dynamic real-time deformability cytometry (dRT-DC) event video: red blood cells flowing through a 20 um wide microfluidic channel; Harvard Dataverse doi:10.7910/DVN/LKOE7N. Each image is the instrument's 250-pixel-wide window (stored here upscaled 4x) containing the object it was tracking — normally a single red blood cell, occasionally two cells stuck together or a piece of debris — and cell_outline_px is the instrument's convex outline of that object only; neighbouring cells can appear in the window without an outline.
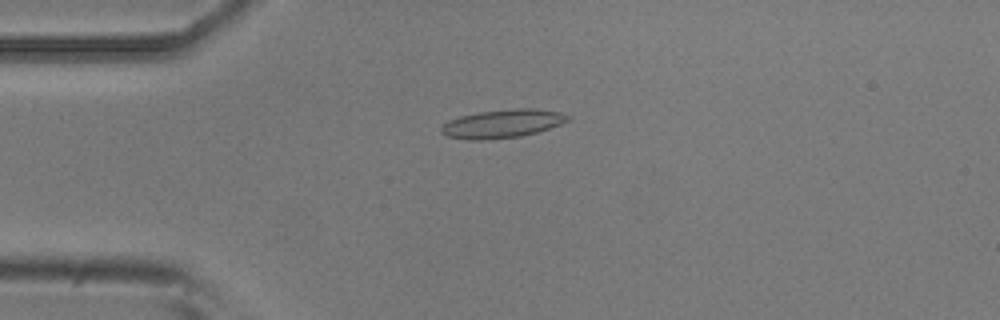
{"species": "common noctule bat (a hibernating species)", "species_latin": "Nyctalus noctula", "temperature_condition": "room temperature", "stored_images_in_passage": 31, "camera_frame_rate_fps": 3000, "um_per_image_px": 0.085, "animal": {"sex": "male", "body_mass_g": 20.5, "forearm_length_mm": 52.5}, "frame": {"image": 1, "passage_image": 13, "time_ms": 4.0, "image_size_px": [1000, 320], "cell_outline_px": [[572, 116], [568, 120], [560, 124], [536, 132], [520, 136], [488, 140], [468, 140], [448, 136], [440, 132], [440, 128], [448, 120], [460, 116], [476, 112], [516, 108], [532, 108], [560, 112]], "centroid_in_image_um": [42.68, 10.51], "position_along_channel_um": 42.3, "area_um2": 20.98}}
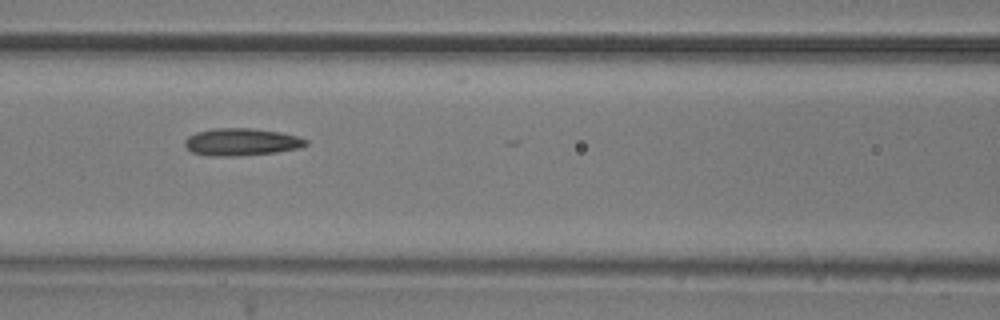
{"frame": {"image": 2, "passage_image": 23, "time_ms": 7.333, "image_size_px": [1000, 320], "cell_outline_px": [[308, 144], [300, 148], [276, 152], [236, 156], [208, 156], [192, 152], [184, 144], [184, 140], [188, 136], [196, 132], [216, 128], [252, 128], [280, 132], [296, 136], [308, 140]], "centroid_in_image_um": [20.51, 12.07], "position_along_channel_um": 146.1, "area_um2": 19.31}}
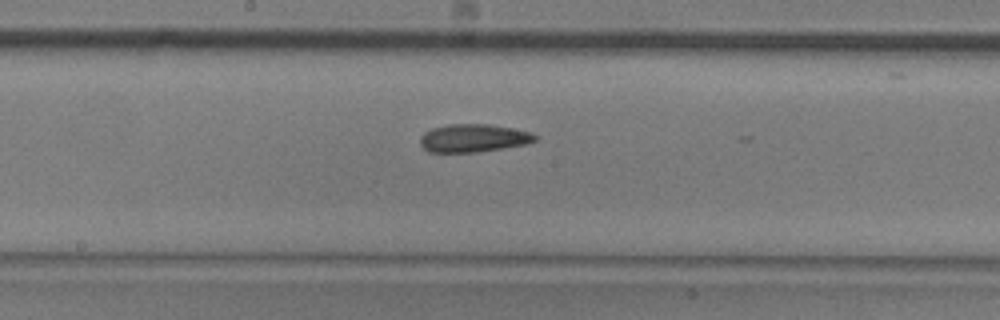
{"frame": {"image": 3, "passage_image": 28, "time_ms": 9.0, "image_size_px": [1000, 320], "cell_outline_px": [[540, 136], [536, 140], [528, 144], [504, 148], [476, 152], [428, 152], [420, 144], [420, 136], [424, 132], [432, 128], [448, 124], [488, 124], [512, 128], [532, 132]], "centroid_in_image_um": [40.27, 11.74], "position_along_channel_um": 207.9, "area_um2": 18.96}}